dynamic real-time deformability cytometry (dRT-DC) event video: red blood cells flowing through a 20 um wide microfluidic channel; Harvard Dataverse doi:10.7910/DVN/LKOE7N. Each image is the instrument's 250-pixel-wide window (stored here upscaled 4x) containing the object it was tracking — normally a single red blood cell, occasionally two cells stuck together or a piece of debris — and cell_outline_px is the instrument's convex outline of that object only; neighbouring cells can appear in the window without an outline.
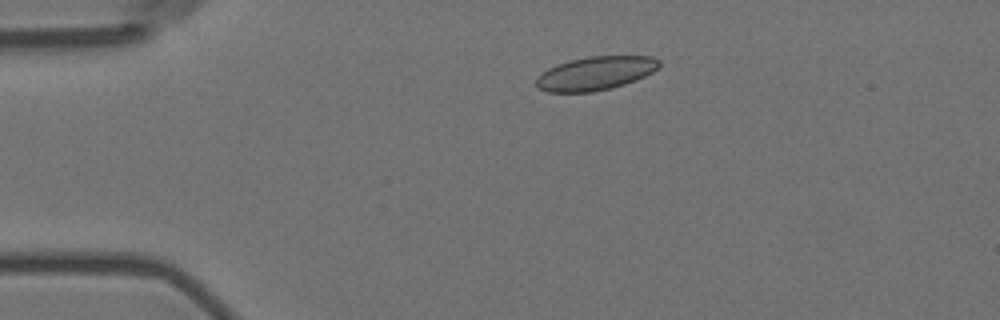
{"species": "Egyptian fruit bat (a non-hibernating species)", "species_latin": "Rousettus aegyptiacus", "temperature_condition": "room temperature", "stored_images_in_passage": 4, "camera_frame_rate_fps": 3000, "um_per_image_px": 0.085, "animal": {"sex": "female"}, "frame": {"image": 1, "passage_image": 3, "time_ms": 0.667, "image_size_px": [1000, 320], "cell_outline_px": [[660, 68], [636, 80], [612, 88], [592, 92], [548, 92], [536, 88], [536, 80], [548, 68], [556, 64], [588, 56], [652, 56], [660, 60]], "centroid_in_image_um": [50.64, 6.23], "position_along_channel_um": 34.4, "area_um2": 24.1}}